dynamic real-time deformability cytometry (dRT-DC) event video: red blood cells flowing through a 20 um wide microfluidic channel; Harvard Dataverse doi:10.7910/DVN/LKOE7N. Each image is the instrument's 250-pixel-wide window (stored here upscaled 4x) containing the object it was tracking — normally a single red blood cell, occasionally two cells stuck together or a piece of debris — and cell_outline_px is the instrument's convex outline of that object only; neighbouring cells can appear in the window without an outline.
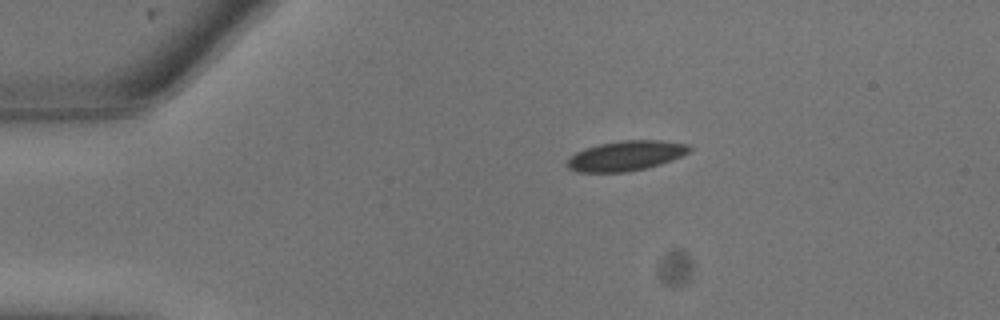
{"species": "common noctule bat (a hibernating species)", "species_latin": "Nyctalus noctula", "temperature_condition": "warm", "stored_images_in_passage": 8, "camera_frame_rate_fps": 3000, "um_per_image_px": 0.085, "animal": {"sex": "male", "body_mass_g": 13.3}, "frame": {"image": 1, "passage_image": 1, "time_ms": 0.0, "image_size_px": [1000, 320], "cell_outline_px": [[692, 152], [672, 160], [648, 168], [628, 172], [576, 172], [568, 168], [568, 160], [576, 152], [600, 144], [624, 140], [660, 140], [688, 144], [692, 148]], "centroid_in_image_um": [53.27, 13.25], "position_along_channel_um": 31.7, "area_um2": 21.33}}
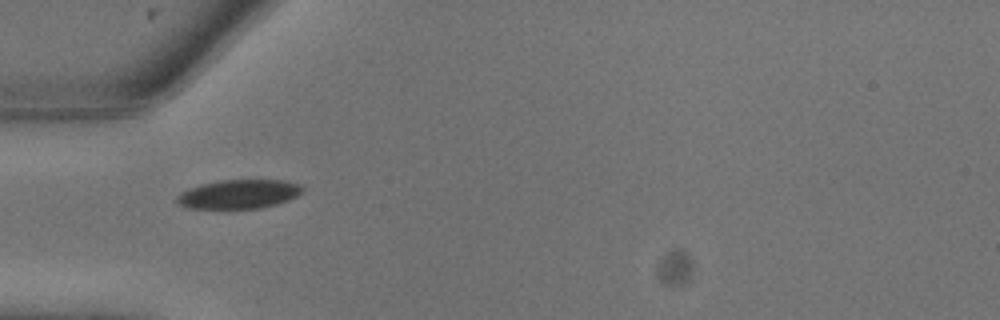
{"frame": {"image": 2, "passage_image": 4, "time_ms": 1.0, "image_size_px": [1000, 320], "cell_outline_px": [[304, 192], [288, 200], [276, 204], [260, 208], [184, 208], [176, 204], [176, 196], [180, 192], [188, 188], [200, 184], [220, 180], [284, 180], [300, 184], [304, 188]], "centroid_in_image_um": [20.27, 16.5], "position_along_channel_um": 64.7, "area_um2": 21.44}}